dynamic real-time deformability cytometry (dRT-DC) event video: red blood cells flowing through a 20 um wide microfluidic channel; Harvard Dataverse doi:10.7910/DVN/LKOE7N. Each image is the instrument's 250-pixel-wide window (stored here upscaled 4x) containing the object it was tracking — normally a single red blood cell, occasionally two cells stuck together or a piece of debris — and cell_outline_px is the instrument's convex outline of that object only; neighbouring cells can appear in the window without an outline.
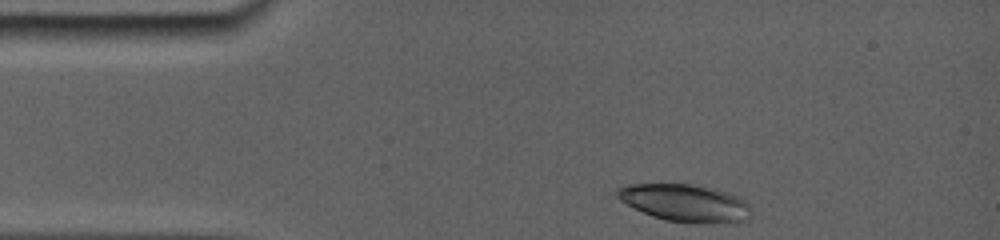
{"species": "common noctule bat (a hibernating species)", "species_latin": "Nyctalus noctula", "temperature_condition": "room temperature", "stored_images_in_passage": 4, "camera_frame_rate_fps": 5000, "um_per_image_px": 0.085, "animal": {"sex": "female", "body_mass_g": 19.0, "forearm_length_mm": 56.7}, "frame": {"image": 1, "passage_image": 1, "time_ms": 0.0, "image_size_px": [1000, 240], "cell_outline_px": [[752, 216], [748, 220], [736, 224], [692, 224], [664, 220], [652, 216], [620, 200], [616, 196], [616, 188], [628, 184], [692, 184], [728, 192], [740, 196], [752, 208]], "centroid_in_image_um": [58.34, 17.29], "position_along_channel_um": 26.7, "area_um2": 29.94}}